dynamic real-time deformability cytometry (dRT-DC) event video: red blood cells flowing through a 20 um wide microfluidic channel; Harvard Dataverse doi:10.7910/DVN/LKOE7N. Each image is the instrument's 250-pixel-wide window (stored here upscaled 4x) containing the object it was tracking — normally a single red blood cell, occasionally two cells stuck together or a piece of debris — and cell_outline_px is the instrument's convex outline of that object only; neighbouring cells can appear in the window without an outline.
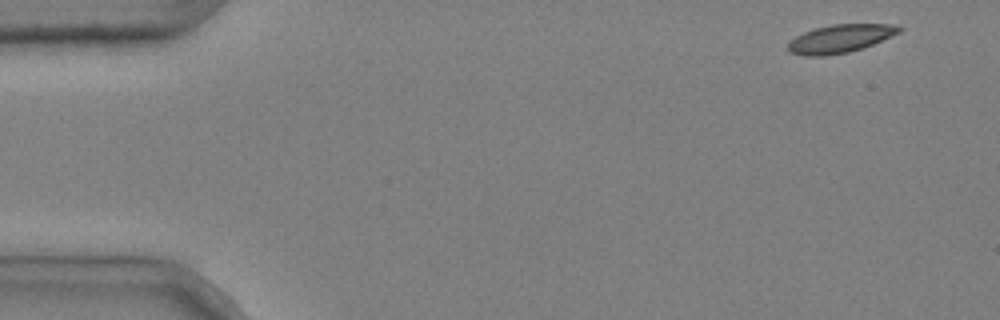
{"species": "common noctule bat (a hibernating species)", "species_latin": "Nyctalus noctula", "temperature_condition": "cold", "stored_images_in_passage": 4, "camera_frame_rate_fps": 3000, "um_per_image_px": 0.085, "animal": {"sex": "male", "body_mass_g": 20.4}, "frame": {"image": 1, "passage_image": 1, "time_ms": 0.0, "image_size_px": [1000, 320], "cell_outline_px": [[904, 28], [900, 32], [864, 48], [848, 52], [824, 56], [804, 56], [788, 52], [788, 44], [796, 36], [804, 32], [816, 28], [832, 24], [900, 24]], "centroid_in_image_um": [71.45, 3.28], "position_along_channel_um": 13.6, "area_um2": 18.32}}
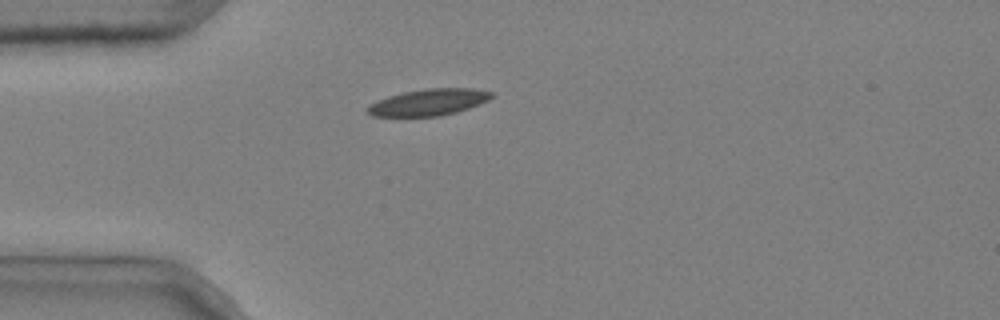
{"frame": {"image": 2, "passage_image": 4, "time_ms": 1.0, "image_size_px": [1000, 320], "cell_outline_px": [[496, 96], [480, 104], [456, 112], [440, 116], [372, 116], [364, 112], [376, 100], [388, 96], [404, 92], [428, 88], [472, 88], [496, 92]], "centroid_in_image_um": [36.49, 8.68], "position_along_channel_um": 48.5, "area_um2": 19.31}}